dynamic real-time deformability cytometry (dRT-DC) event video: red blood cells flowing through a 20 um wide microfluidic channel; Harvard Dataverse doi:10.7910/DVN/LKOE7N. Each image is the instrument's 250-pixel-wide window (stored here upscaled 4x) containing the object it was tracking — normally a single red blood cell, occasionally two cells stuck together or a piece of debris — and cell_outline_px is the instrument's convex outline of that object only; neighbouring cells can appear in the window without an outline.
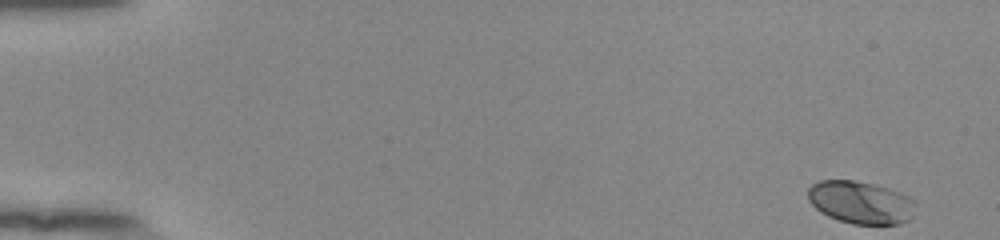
{"species": "human", "species_latin": "Homo sapiens", "temperature_condition": "room temperature", "stored_images_in_passage": 52, "camera_frame_rate_fps": 3000, "um_per_image_px": 0.085, "donor": {"sex": "female"}, "frame": {"image": 1, "passage_image": 1, "time_ms": 0.0, "image_size_px": [1000, 240], "cell_outline_px": [[916, 204], [912, 216], [908, 220], [900, 224], [852, 224], [828, 216], [820, 212], [808, 200], [808, 188], [812, 184], [820, 180], [852, 180], [876, 184], [900, 192], [908, 196]], "centroid_in_image_um": [73.15, 17.2], "position_along_channel_um": 11.8, "area_um2": 26.82}}
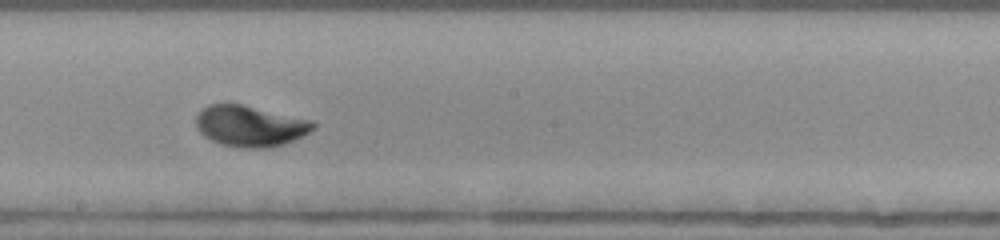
{"frame": {"image": 2, "passage_image": 30, "time_ms": 9.667, "image_size_px": [1000, 240], "cell_outline_px": [[316, 128], [284, 144], [268, 148], [240, 148], [220, 144], [204, 136], [196, 128], [196, 116], [208, 104], [240, 104], [312, 120], [316, 124]], "centroid_in_image_um": [21.24, 10.72], "position_along_channel_um": 227.0, "area_um2": 27.8}}
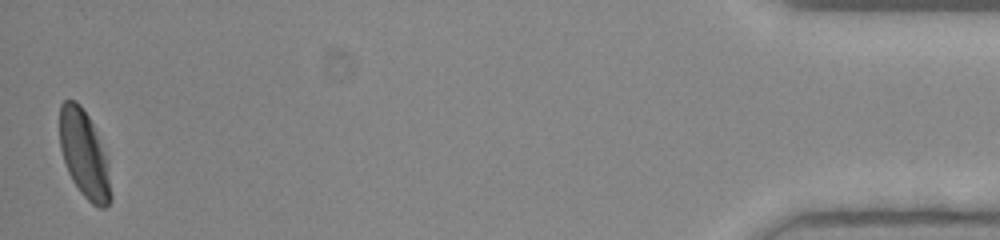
{"frame": {"image": 3, "passage_image": 52, "time_ms": 17.0, "image_size_px": [1000, 240], "cell_outline_px": [[112, 200], [104, 208], [100, 208], [92, 204], [80, 192], [72, 180], [68, 172], [60, 148], [60, 104], [64, 100], [76, 100], [80, 104], [88, 116], [92, 124], [108, 160], [112, 196]], "centroid_in_image_um": [7.17, 13.14], "position_along_channel_um": 428.0, "area_um2": 26.01}, "authors_computed_cell_mechanics": {"area_um2": 26.4435, "velocity_mm_per_s": 3.8797, "shape_relaxation_time_tau1_ms": 2.7209, "shape_relaxation_time_tau2_ms": null, "deformation_change_tau1": 0.1393, "deformation_change_tau2": null}}